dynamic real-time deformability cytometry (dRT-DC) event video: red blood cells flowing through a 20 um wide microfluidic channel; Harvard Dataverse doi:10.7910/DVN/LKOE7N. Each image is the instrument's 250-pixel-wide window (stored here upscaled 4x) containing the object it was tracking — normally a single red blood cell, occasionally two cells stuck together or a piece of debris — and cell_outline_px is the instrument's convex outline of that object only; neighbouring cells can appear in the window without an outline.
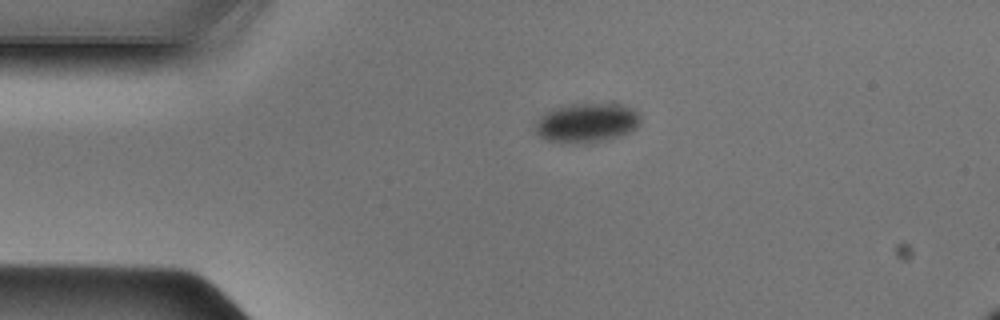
{"species": "Egyptian fruit bat (a non-hibernating species)", "species_latin": "Rousettus aegyptiacus", "temperature_condition": "cold", "stored_images_in_passage": 40, "camera_frame_rate_fps": 3000, "um_per_image_px": 0.085, "animal": {"sex": "male"}, "frame": {"image": 1, "passage_image": 1, "time_ms": 0.0, "image_size_px": [1000, 320], "cell_outline_px": [[640, 124], [636, 128], [628, 132], [616, 136], [596, 140], [548, 140], [540, 136], [536, 132], [536, 124], [540, 116], [556, 108], [572, 104], [612, 100], [632, 108], [640, 116]], "centroid_in_image_um": [49.96, 10.32], "position_along_channel_um": 35.0, "area_um2": 23.47}}
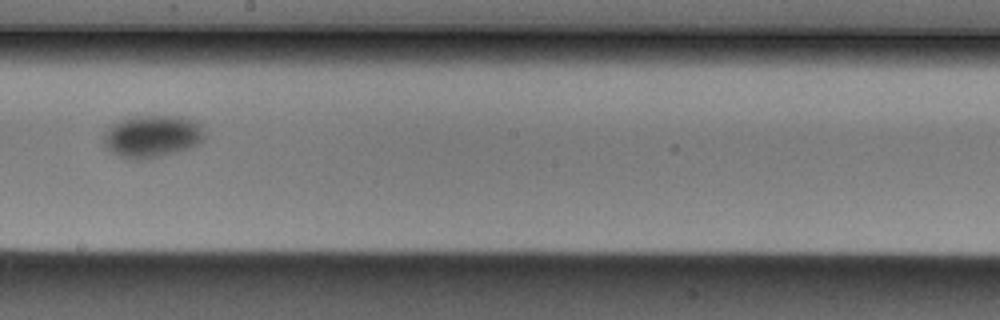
{"frame": {"image": 2, "passage_image": 18, "time_ms": 5.667, "image_size_px": [1000, 320], "cell_outline_px": [[204, 140], [188, 148], [176, 152], [140, 160], [132, 160], [120, 156], [104, 148], [100, 140], [108, 128], [124, 120], [140, 116], [180, 116], [196, 120], [200, 124], [204, 136]], "centroid_in_image_um": [12.91, 11.6], "position_along_channel_um": 235.3, "area_um2": 24.74}}
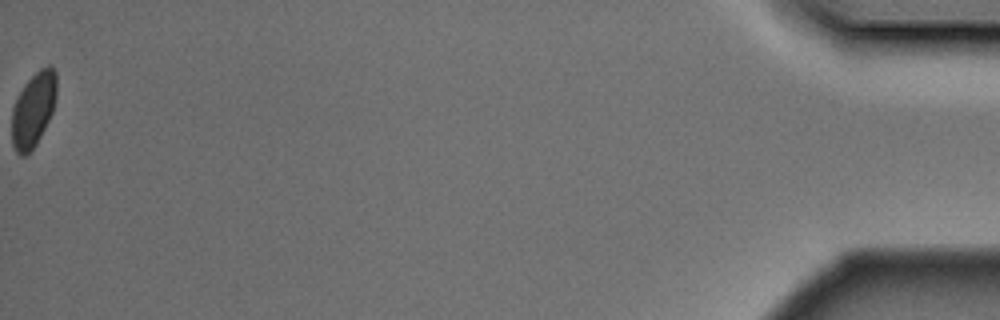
{"frame": {"image": 3, "passage_image": 40, "time_ms": 13.0, "image_size_px": [1000, 320], "cell_outline_px": [[56, 96], [52, 112], [36, 144], [24, 156], [20, 156], [16, 152], [12, 144], [12, 108], [24, 84], [40, 68], [48, 64], [52, 64], [56, 72]], "centroid_in_image_um": [2.84, 9.28], "position_along_channel_um": 432.4, "area_um2": 19.31}}